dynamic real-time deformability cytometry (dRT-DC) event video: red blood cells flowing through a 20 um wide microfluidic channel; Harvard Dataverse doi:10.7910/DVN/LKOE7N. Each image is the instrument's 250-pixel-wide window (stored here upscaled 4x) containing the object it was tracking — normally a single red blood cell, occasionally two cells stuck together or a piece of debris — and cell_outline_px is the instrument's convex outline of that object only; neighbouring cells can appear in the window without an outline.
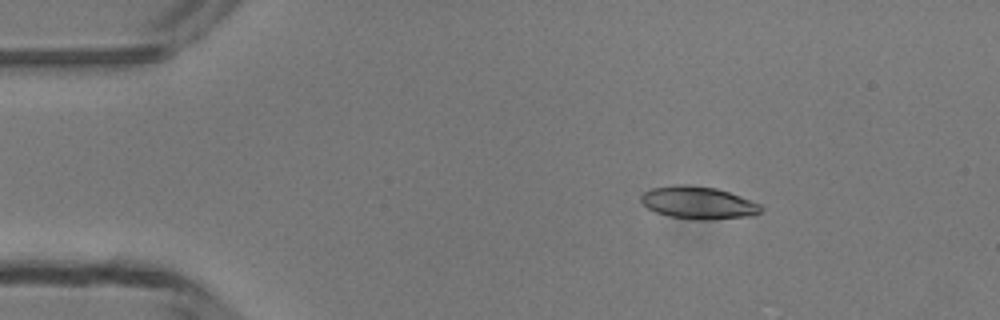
{"species": "common noctule bat (a hibernating species)", "species_latin": "Nyctalus noctula", "temperature_condition": "room temperature", "stored_images_in_passage": 6, "camera_frame_rate_fps": 3000, "um_per_image_px": 0.085, "animal": {"sex": "male", "body_mass_g": 13.3}, "frame": {"image": 1, "passage_image": 3, "time_ms": 2.333, "image_size_px": [1000, 320], "cell_outline_px": [[764, 208], [756, 216], [708, 220], [696, 220], [668, 216], [656, 212], [648, 208], [640, 200], [640, 196], [648, 188], [676, 184], [688, 184], [716, 188], [740, 196], [760, 204]], "centroid_in_image_um": [59.35, 17.23], "position_along_channel_um": 25.6, "area_um2": 23.06}}
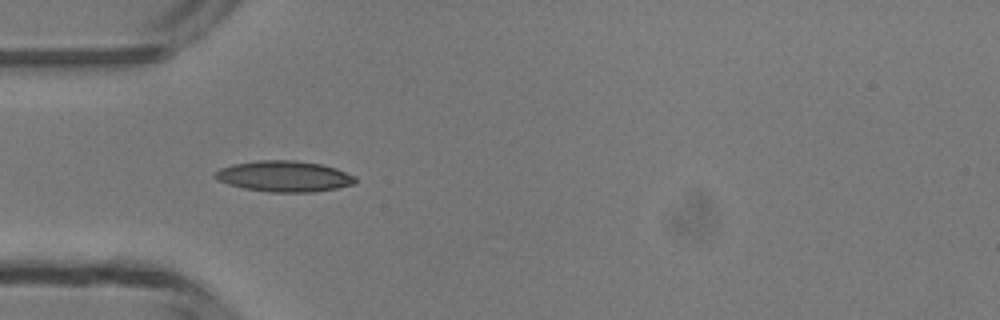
{"frame": {"image": 2, "passage_image": 5, "time_ms": 4.667, "image_size_px": [1000, 320], "cell_outline_px": [[356, 184], [336, 188], [312, 192], [268, 192], [244, 188], [228, 184], [212, 176], [220, 168], [232, 164], [260, 160], [296, 160], [320, 164], [336, 168], [356, 176]], "centroid_in_image_um": [24.17, 14.98], "position_along_channel_um": 60.8, "area_um2": 25.26}}
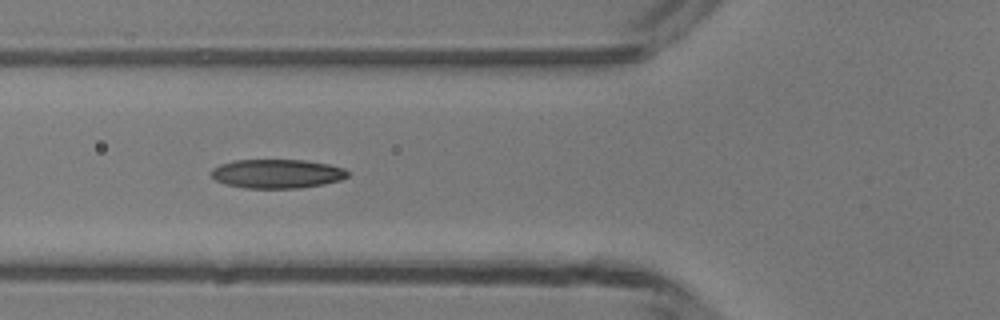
{"frame": {"image": 3, "passage_image": 6, "time_ms": 5.667, "image_size_px": [1000, 320], "cell_outline_px": [[348, 176], [340, 180], [324, 184], [300, 188], [244, 188], [224, 184], [216, 180], [212, 176], [212, 168], [220, 164], [236, 160], [304, 160], [328, 164], [344, 168], [348, 172]], "centroid_in_image_um": [23.54, 14.77], "position_along_channel_um": 102.3, "area_um2": 23.06}}